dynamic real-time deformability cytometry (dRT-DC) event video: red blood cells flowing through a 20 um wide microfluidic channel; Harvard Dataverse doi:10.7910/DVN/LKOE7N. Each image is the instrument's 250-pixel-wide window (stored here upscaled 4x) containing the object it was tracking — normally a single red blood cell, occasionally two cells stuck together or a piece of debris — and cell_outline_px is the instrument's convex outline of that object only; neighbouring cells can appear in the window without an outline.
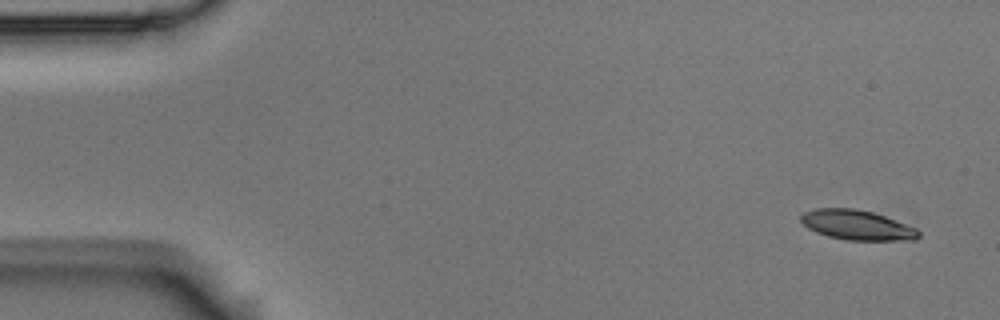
{"species": "Egyptian fruit bat (a non-hibernating species)", "species_latin": "Rousettus aegyptiacus", "temperature_condition": "room temperature", "stored_images_in_passage": 4, "camera_frame_rate_fps": 3000, "um_per_image_px": 0.085, "animal": {"sex": "male"}, "frame": {"image": 1, "passage_image": 1, "time_ms": 0.0, "image_size_px": [1000, 320], "cell_outline_px": [[920, 236], [916, 240], [848, 240], [828, 236], [816, 232], [808, 228], [800, 220], [800, 216], [804, 212], [816, 208], [852, 208], [872, 212], [884, 216], [916, 228], [920, 232]], "centroid_in_image_um": [72.84, 19.13], "position_along_channel_um": 12.2, "area_um2": 20.35}}
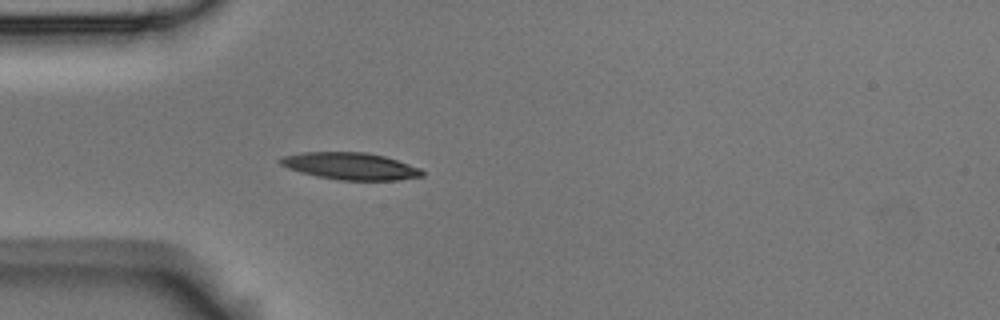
{"frame": {"image": 2, "passage_image": 4, "time_ms": 1.0, "image_size_px": [1000, 320], "cell_outline_px": [[424, 176], [396, 180], [336, 180], [316, 176], [300, 172], [288, 168], [280, 164], [276, 160], [280, 156], [300, 152], [368, 152], [384, 156], [420, 168], [424, 172]], "centroid_in_image_um": [29.73, 14.11], "position_along_channel_um": 55.3, "area_um2": 22.54}}